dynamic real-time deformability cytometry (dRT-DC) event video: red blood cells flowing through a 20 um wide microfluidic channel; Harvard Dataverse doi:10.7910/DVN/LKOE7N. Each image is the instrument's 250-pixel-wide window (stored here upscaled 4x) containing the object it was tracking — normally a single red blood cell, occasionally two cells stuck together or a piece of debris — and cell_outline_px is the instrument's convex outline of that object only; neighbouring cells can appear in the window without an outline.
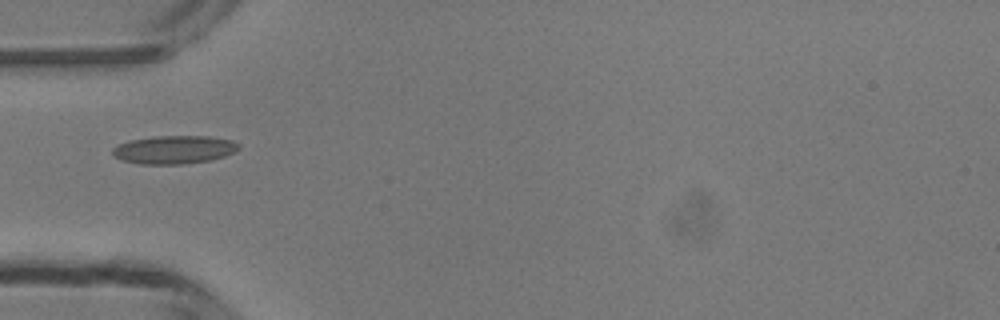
{"species": "common noctule bat (a hibernating species)", "species_latin": "Nyctalus noctula", "temperature_condition": "room temperature", "stored_images_in_passage": 34, "camera_frame_rate_fps": 3000, "um_per_image_px": 0.085, "animal": {"sex": "male", "body_mass_g": 13.3}, "frame": {"image": 1, "passage_image": 1, "time_ms": 0.0, "image_size_px": [1000, 320], "cell_outline_px": [[240, 148], [224, 156], [212, 160], [184, 164], [140, 164], [120, 160], [112, 156], [112, 148], [128, 140], [152, 136], [208, 136], [232, 140], [240, 144]], "centroid_in_image_um": [14.77, 12.72], "position_along_channel_um": 70.2, "area_um2": 20.98}}
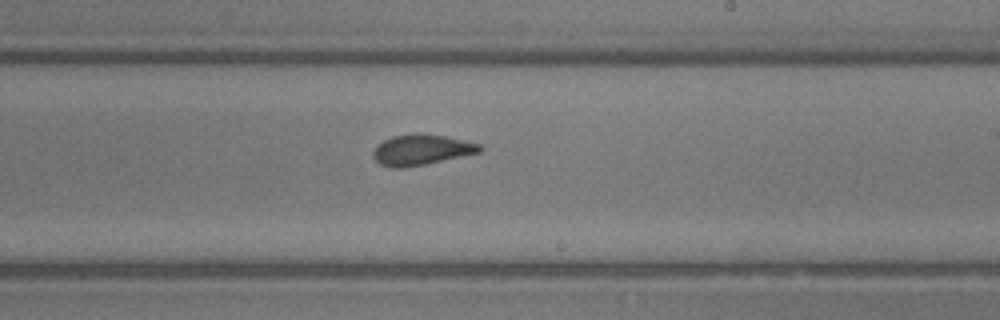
{"frame": {"image": 2, "passage_image": 14, "time_ms": 4.333, "image_size_px": [1000, 320], "cell_outline_px": [[484, 148], [480, 152], [424, 164], [404, 168], [388, 168], [380, 164], [372, 156], [372, 152], [376, 144], [392, 136], [416, 132], [444, 136], [480, 144]], "centroid_in_image_um": [35.76, 12.73], "position_along_channel_um": 253.2, "area_um2": 19.07}}
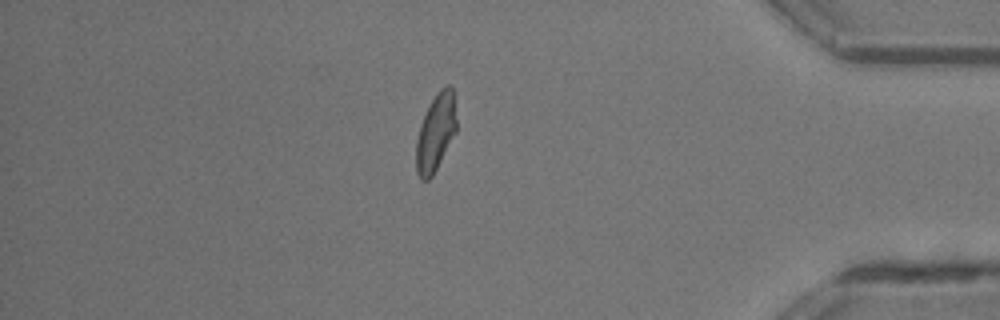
{"frame": {"image": 3, "passage_image": 27, "time_ms": 8.667, "image_size_px": [1000, 320], "cell_outline_px": [[456, 132], [432, 176], [428, 180], [420, 180], [416, 172], [416, 140], [420, 124], [436, 92], [440, 88], [448, 84], [452, 84], [456, 120]], "centroid_in_image_um": [37.03, 11.26], "position_along_channel_um": 398.2, "area_um2": 18.09}, "authors_computed_cell_mechanics": {"area_um2": 18.6694, "velocity_mm_per_s": 4.2038, "shape_relaxation_time_tau1_ms": 3.4872, "shape_relaxation_time_tau2_ms": 0.8116, "deformation_change_tau1": 0.141, "deformation_change_tau2": 0.0848}}